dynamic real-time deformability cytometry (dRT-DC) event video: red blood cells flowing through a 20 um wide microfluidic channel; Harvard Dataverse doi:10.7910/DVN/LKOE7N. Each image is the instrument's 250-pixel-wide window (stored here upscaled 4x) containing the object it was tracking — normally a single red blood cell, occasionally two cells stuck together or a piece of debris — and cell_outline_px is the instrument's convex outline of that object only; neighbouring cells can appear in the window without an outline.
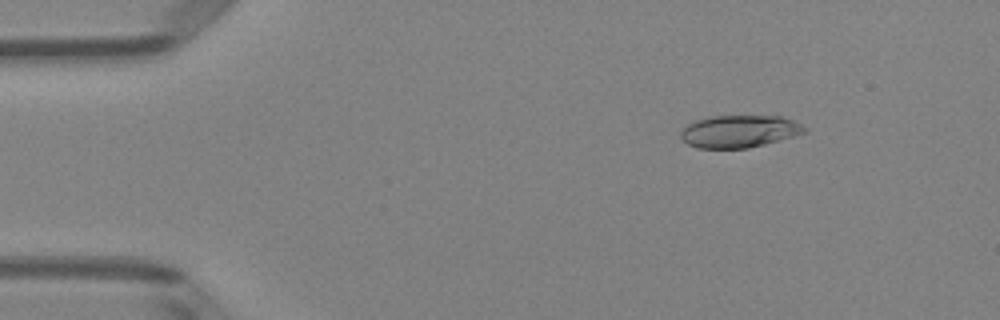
{"species": "Egyptian fruit bat (a non-hibernating species)", "species_latin": "Rousettus aegyptiacus", "temperature_condition": "room temperature", "stored_images_in_passage": 51, "camera_frame_rate_fps": 3000, "um_per_image_px": 0.085, "animal": {"sex": "female"}, "frame": {"image": 1, "passage_image": 7, "time_ms": 2.0, "image_size_px": [1000, 320], "cell_outline_px": [[808, 128], [804, 132], [792, 136], [764, 144], [748, 148], [700, 148], [688, 144], [680, 136], [680, 132], [688, 124], [696, 120], [712, 116], [780, 116], [792, 120]], "centroid_in_image_um": [62.82, 11.16], "position_along_channel_um": 22.2, "area_um2": 23.0}}
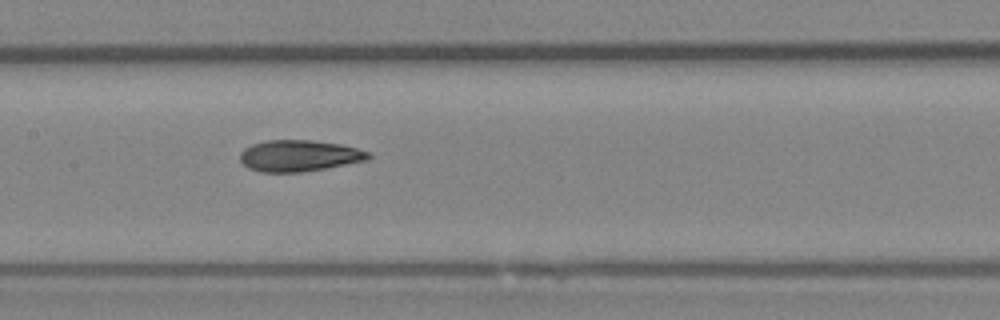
{"frame": {"image": 2, "passage_image": 25, "time_ms": 8.0, "image_size_px": [1000, 320], "cell_outline_px": [[372, 156], [368, 160], [324, 168], [300, 172], [260, 172], [248, 168], [240, 160], [240, 152], [244, 148], [252, 144], [268, 140], [312, 140], [340, 144], [372, 152]], "centroid_in_image_um": [25.43, 13.23], "position_along_channel_um": 182.0, "area_um2": 23.47}}
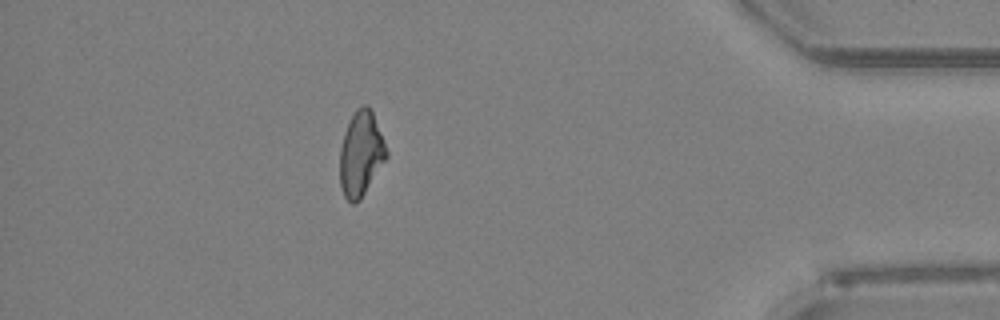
{"frame": {"image": 3, "passage_image": 45, "time_ms": 14.667, "image_size_px": [1000, 320], "cell_outline_px": [[388, 156], [360, 200], [356, 204], [352, 204], [344, 196], [340, 188], [340, 148], [344, 132], [356, 108], [364, 104], [368, 104], [372, 112], [388, 152]], "centroid_in_image_um": [30.66, 13.1], "position_along_channel_um": 404.5, "area_um2": 22.89}, "authors_computed_cell_mechanics": {"area_um2": 23.2934, "velocity_mm_per_s": 4.0016, "shape_relaxation_time_tau1_ms": 4.0608, "shape_relaxation_time_tau2_ms": 2.068, "deformation_change_tau1": 0.1463, "deformation_change_tau2": 0.0758}}